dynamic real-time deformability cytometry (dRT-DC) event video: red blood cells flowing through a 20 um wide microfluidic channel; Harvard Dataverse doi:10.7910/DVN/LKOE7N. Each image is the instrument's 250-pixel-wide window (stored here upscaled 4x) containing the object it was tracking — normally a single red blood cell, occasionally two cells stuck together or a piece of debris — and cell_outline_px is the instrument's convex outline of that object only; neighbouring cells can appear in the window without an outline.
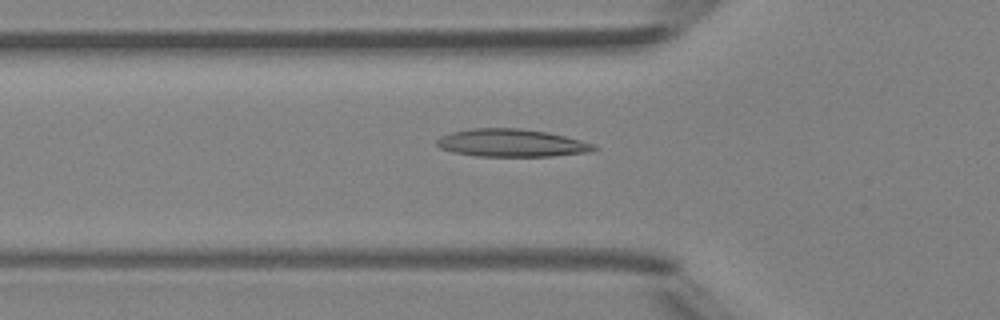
{"species": "Egyptian fruit bat (a non-hibernating species)", "species_latin": "Rousettus aegyptiacus", "temperature_condition": "room temperature", "stored_images_in_passage": 34, "camera_frame_rate_fps": 3000, "um_per_image_px": 0.085, "animal": {"sex": "female"}, "frame": {"image": 1, "passage_image": 5, "time_ms": 1.333, "image_size_px": [1000, 320], "cell_outline_px": [[600, 148], [592, 152], [552, 156], [476, 156], [452, 152], [440, 148], [436, 144], [436, 140], [440, 136], [452, 132], [468, 128], [520, 128], [548, 132], [596, 144]], "centroid_in_image_um": [43.5, 12.15], "position_along_channel_um": 82.3, "area_um2": 25.66}}
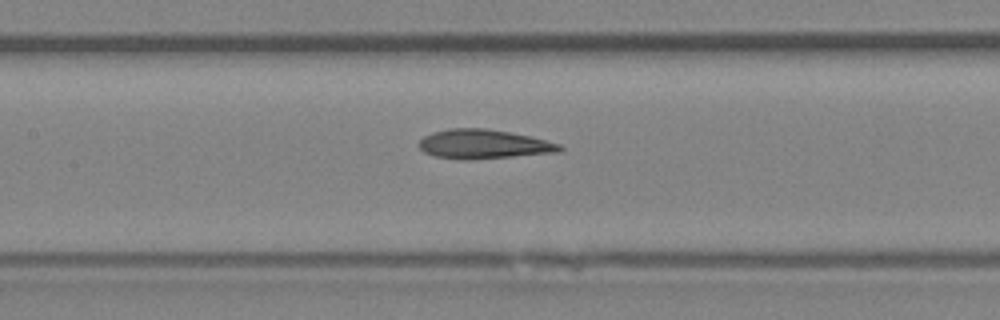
{"frame": {"image": 2, "passage_image": 11, "time_ms": 3.333, "image_size_px": [1000, 320], "cell_outline_px": [[564, 148], [560, 152], [468, 160], [464, 160], [436, 156], [424, 152], [416, 144], [424, 136], [432, 132], [448, 128], [488, 128], [532, 136], [560, 144]], "centroid_in_image_um": [41.1, 12.24], "position_along_channel_um": 166.3, "area_um2": 24.16}}
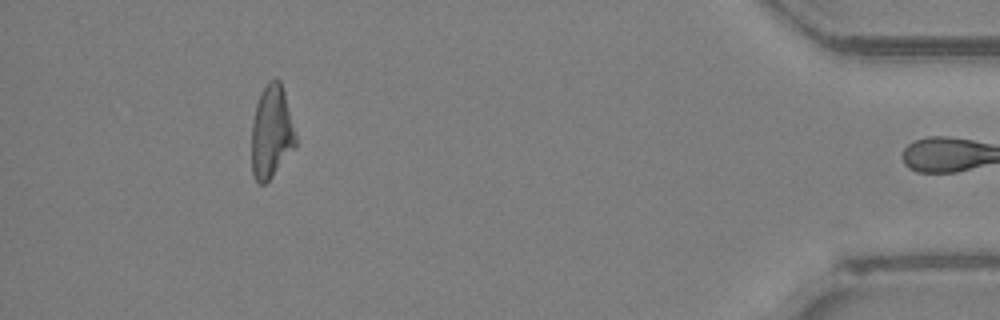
{"frame": {"image": 3, "passage_image": 33, "time_ms": 10.667, "image_size_px": [1000, 320], "cell_outline_px": [[296, 148], [272, 176], [264, 184], [260, 184], [252, 176], [252, 120], [256, 104], [260, 92], [268, 80], [276, 76], [280, 80], [284, 92], [296, 136]], "centroid_in_image_um": [23.06, 11.2], "position_along_channel_um": 412.1, "area_um2": 24.04}, "authors_computed_cell_mechanics": {"area_um2": 24.1893, "velocity_mm_per_s": 4.2042, "shape_relaxation_time_tau1_ms": null, "shape_relaxation_time_tau2_ms": 6.7572, "deformation_change_tau1": null, "deformation_change_tau2": 0.1523}}